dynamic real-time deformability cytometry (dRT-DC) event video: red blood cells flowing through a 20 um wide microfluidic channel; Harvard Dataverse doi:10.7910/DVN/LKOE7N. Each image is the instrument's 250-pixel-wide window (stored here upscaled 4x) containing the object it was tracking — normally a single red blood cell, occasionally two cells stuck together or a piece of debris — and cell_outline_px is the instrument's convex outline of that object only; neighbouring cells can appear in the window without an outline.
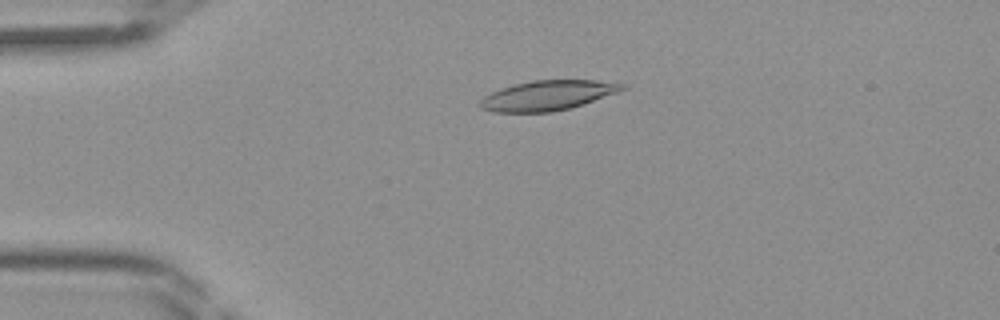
{"species": "Egyptian fruit bat (a non-hibernating species)", "species_latin": "Rousettus aegyptiacus", "temperature_condition": "room temperature", "stored_images_in_passage": 44, "camera_frame_rate_fps": 3000, "um_per_image_px": 0.085, "frame": {"image": 1, "passage_image": 10, "time_ms": 3.0, "image_size_px": [1000, 320], "cell_outline_px": [[628, 88], [620, 92], [584, 104], [552, 112], [492, 112], [480, 108], [480, 100], [484, 96], [500, 88], [532, 80], [596, 80], [628, 84]], "centroid_in_image_um": [46.6, 8.11], "position_along_channel_um": 38.4, "area_um2": 24.91}}
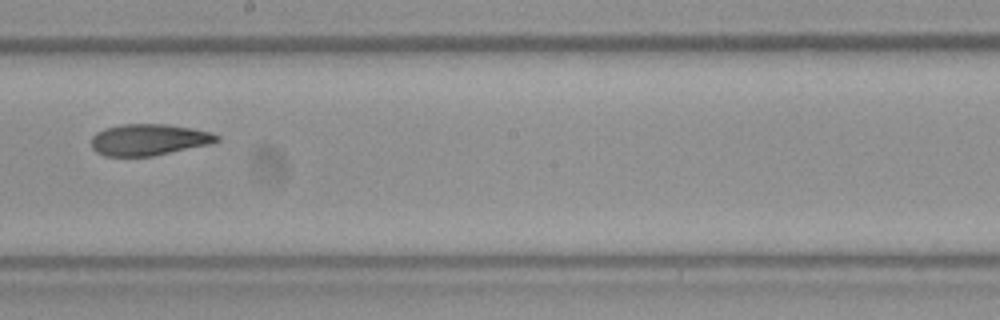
{"frame": {"image": 2, "passage_image": 25, "time_ms": 8.0, "image_size_px": [1000, 320], "cell_outline_px": [[220, 140], [208, 144], [152, 156], [104, 156], [96, 152], [92, 148], [92, 136], [96, 132], [104, 128], [120, 124], [168, 124], [192, 128], [212, 132], [220, 136]], "centroid_in_image_um": [12.63, 11.86], "position_along_channel_um": 235.6, "area_um2": 23.0}}
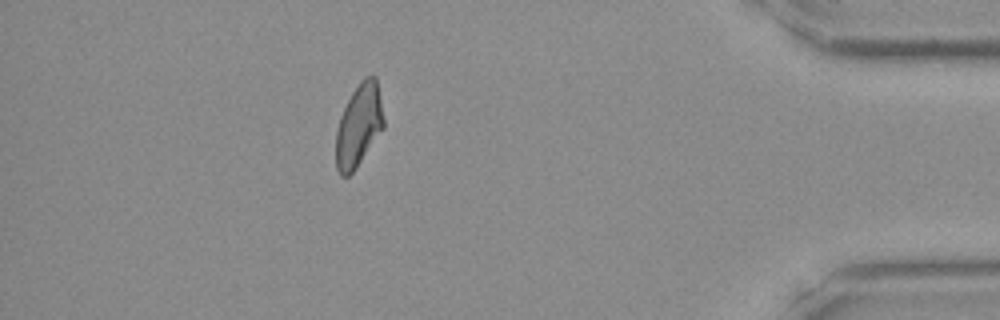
{"frame": {"image": 3, "passage_image": 39, "time_ms": 12.667, "image_size_px": [1000, 320], "cell_outline_px": [[384, 128], [356, 168], [348, 176], [340, 176], [336, 168], [336, 132], [340, 116], [352, 92], [360, 80], [364, 76], [376, 76], [384, 120]], "centroid_in_image_um": [30.49, 10.66], "position_along_channel_um": 404.7, "area_um2": 22.95}}